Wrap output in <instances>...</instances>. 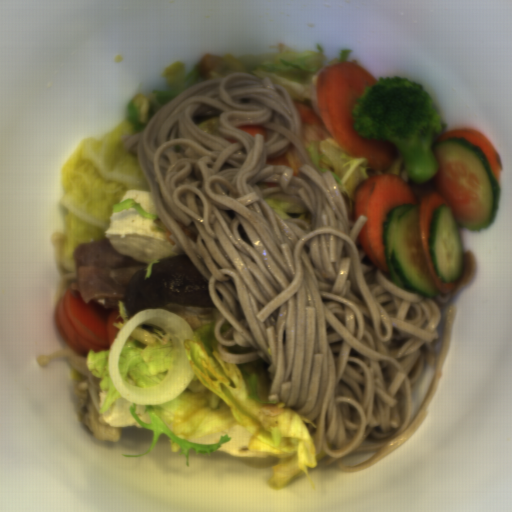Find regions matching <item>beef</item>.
I'll return each mask as SVG.
<instances>
[{
    "label": "beef",
    "instance_id": "beef-1",
    "mask_svg": "<svg viewBox=\"0 0 512 512\" xmlns=\"http://www.w3.org/2000/svg\"><path fill=\"white\" fill-rule=\"evenodd\" d=\"M72 256L76 261L75 281L68 291H78L82 302L116 309L125 302L132 277L147 269V262L118 252L109 238L79 244Z\"/></svg>",
    "mask_w": 512,
    "mask_h": 512
}]
</instances>
